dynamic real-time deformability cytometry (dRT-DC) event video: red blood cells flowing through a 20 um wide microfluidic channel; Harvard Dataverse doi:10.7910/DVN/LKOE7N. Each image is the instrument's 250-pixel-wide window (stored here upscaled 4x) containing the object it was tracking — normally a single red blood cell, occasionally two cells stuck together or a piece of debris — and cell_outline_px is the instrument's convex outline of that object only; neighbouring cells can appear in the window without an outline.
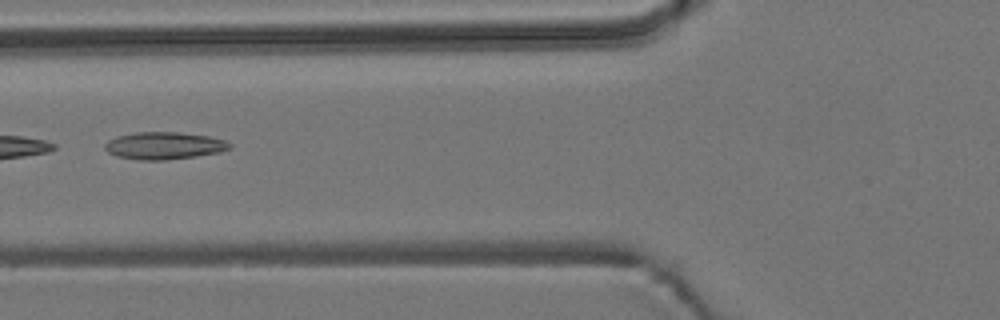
{"species": "common noctule bat (a hibernating species)", "species_latin": "Nyctalus noctula", "temperature_condition": "room temperature", "stored_images_in_passage": 5, "camera_frame_rate_fps": 3000, "um_per_image_px": 0.085, "animal": {"sex": "male", "body_mass_g": 19.2, "forearm_length_mm": 51.8}, "frame": {"image": 1, "passage_image": 2, "time_ms": 1.333, "image_size_px": [1000, 320], "cell_outline_px": [[232, 148], [220, 152], [196, 156], [164, 160], [140, 160], [116, 156], [108, 152], [104, 148], [104, 144], [108, 140], [116, 136], [136, 132], [180, 132], [208, 136], [224, 140], [232, 144]], "centroid_in_image_um": [13.94, 12.38], "position_along_channel_um": 111.9, "area_um2": 19.94}}
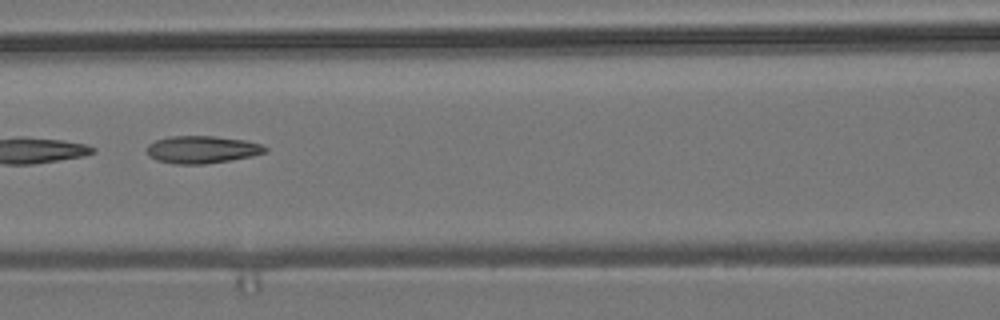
{"frame": {"image": 2, "passage_image": 3, "time_ms": 2.333, "image_size_px": [1000, 320], "cell_outline_px": [[268, 148], [264, 152], [252, 156], [232, 160], [204, 164], [176, 164], [156, 160], [148, 156], [148, 144], [156, 140], [168, 136], [216, 136], [244, 140], [260, 144]], "centroid_in_image_um": [17.15, 12.71], "position_along_channel_um": 149.4, "area_um2": 18.9}}
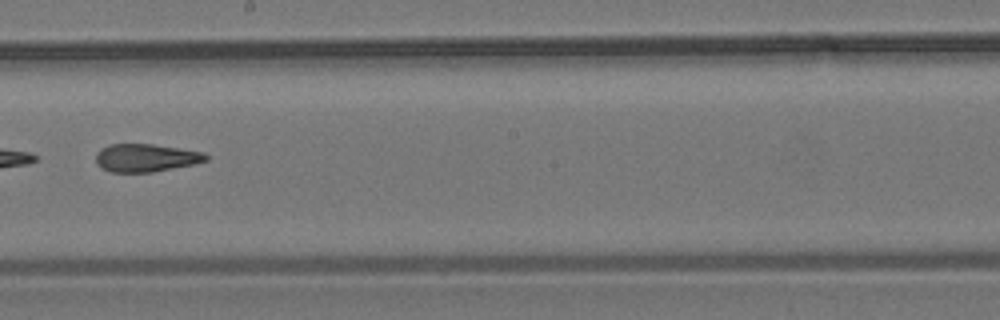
{"frame": {"image": 3, "passage_image": 5, "time_ms": 4.667, "image_size_px": [1000, 320], "cell_outline_px": [[208, 160], [196, 164], [152, 172], [112, 172], [100, 168], [96, 164], [96, 152], [100, 148], [108, 144], [152, 144], [204, 152], [208, 156]], "centroid_in_image_um": [12.38, 13.41], "position_along_channel_um": 235.8, "area_um2": 18.09}}